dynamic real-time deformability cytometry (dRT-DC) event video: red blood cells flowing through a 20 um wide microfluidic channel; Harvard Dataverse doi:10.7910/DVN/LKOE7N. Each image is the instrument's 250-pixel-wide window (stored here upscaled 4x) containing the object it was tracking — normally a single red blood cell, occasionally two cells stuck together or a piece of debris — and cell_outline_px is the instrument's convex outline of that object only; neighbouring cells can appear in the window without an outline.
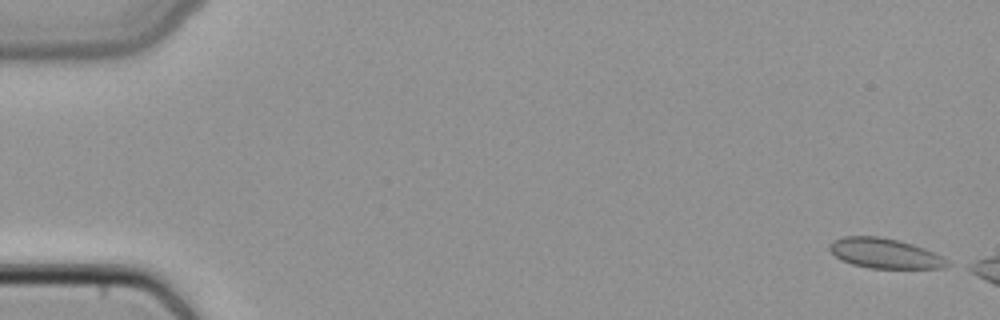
{"species": "common noctule bat (a hibernating species)", "species_latin": "Nyctalus noctula", "temperature_condition": "cold", "stored_images_in_passage": 11, "camera_frame_rate_fps": 3000, "um_per_image_px": 0.085, "animal": {"sex": "female", "body_mass_g": 22.7, "forearm_length_mm": 54.2}, "frame": {"image": 1, "passage_image": 1, "time_ms": 0.0, "image_size_px": [1000, 320], "cell_outline_px": [[952, 264], [944, 268], [868, 268], [852, 264], [840, 260], [828, 248], [828, 244], [832, 240], [844, 236], [880, 236], [912, 244], [924, 248], [944, 256]], "centroid_in_image_um": [75.21, 21.53], "position_along_channel_um": 9.8, "area_um2": 20.75}}